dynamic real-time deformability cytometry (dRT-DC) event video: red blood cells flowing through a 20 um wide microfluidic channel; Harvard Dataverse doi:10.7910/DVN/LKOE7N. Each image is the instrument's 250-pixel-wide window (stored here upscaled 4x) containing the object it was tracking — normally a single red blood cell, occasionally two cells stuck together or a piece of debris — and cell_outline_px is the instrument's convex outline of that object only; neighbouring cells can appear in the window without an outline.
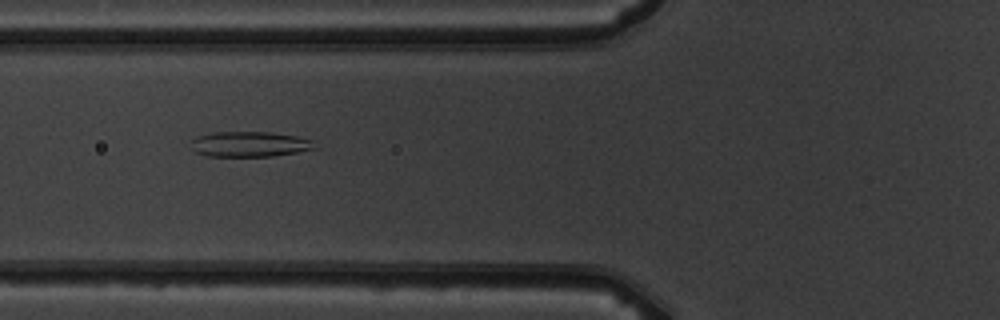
{"species": "common noctule bat (a hibernating species)", "species_latin": "Nyctalus noctula", "temperature_condition": "warm", "stored_images_in_passage": 9, "camera_frame_rate_fps": 3000, "um_per_image_px": 0.085, "animal": {"sex": "male", "body_mass_g": 19.5, "forearm_length_mm": 54.6}, "frame": {"image": 1, "passage_image": 6, "time_ms": 5.667, "image_size_px": [1000, 320], "cell_outline_px": [[320, 148], [272, 156], [208, 156], [196, 152], [192, 140], [196, 136], [212, 132], [268, 132], [296, 136], [312, 140]], "centroid_in_image_um": [21.27, 12.25], "position_along_channel_um": 104.5, "area_um2": 18.15}}
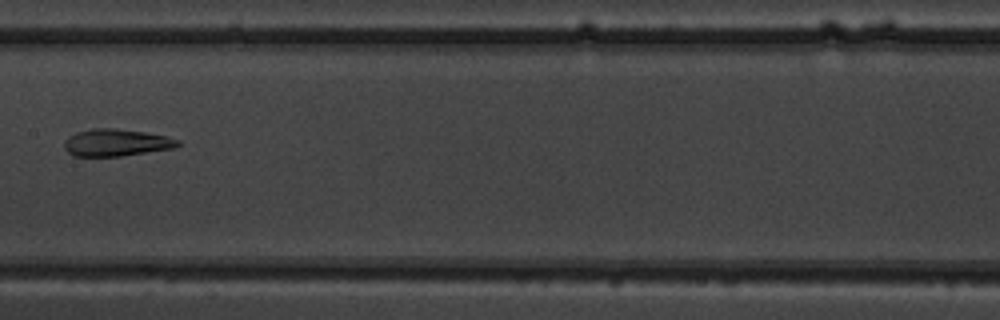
{"frame": {"image": 2, "passage_image": 8, "time_ms": 8.0, "image_size_px": [1000, 320], "cell_outline_px": [[180, 144], [172, 148], [120, 156], [72, 156], [64, 148], [64, 140], [68, 136], [76, 132], [92, 128], [116, 128], [144, 132], [164, 136], [180, 140]], "centroid_in_image_um": [9.81, 12.11], "position_along_channel_um": 197.6, "area_um2": 17.86}}
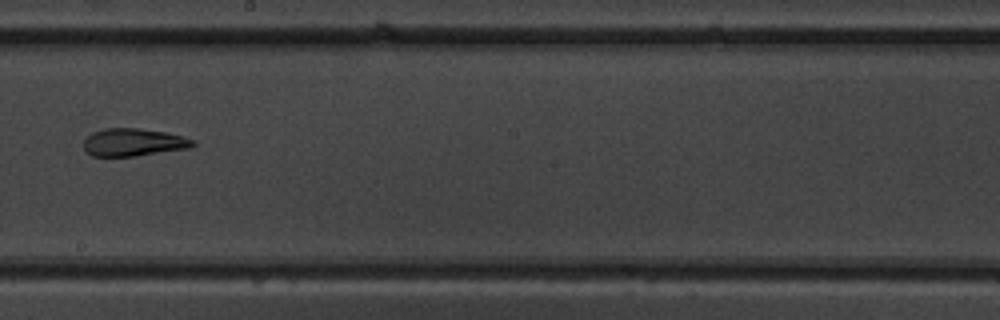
{"frame": {"image": 3, "passage_image": 9, "time_ms": 9.0, "image_size_px": [1000, 320], "cell_outline_px": [[196, 144], [188, 148], [136, 156], [92, 156], [84, 148], [84, 140], [92, 132], [104, 128], [136, 128], [164, 132], [184, 136], [196, 140]], "centroid_in_image_um": [11.36, 12.09], "position_along_channel_um": 236.8, "area_um2": 17.57}}